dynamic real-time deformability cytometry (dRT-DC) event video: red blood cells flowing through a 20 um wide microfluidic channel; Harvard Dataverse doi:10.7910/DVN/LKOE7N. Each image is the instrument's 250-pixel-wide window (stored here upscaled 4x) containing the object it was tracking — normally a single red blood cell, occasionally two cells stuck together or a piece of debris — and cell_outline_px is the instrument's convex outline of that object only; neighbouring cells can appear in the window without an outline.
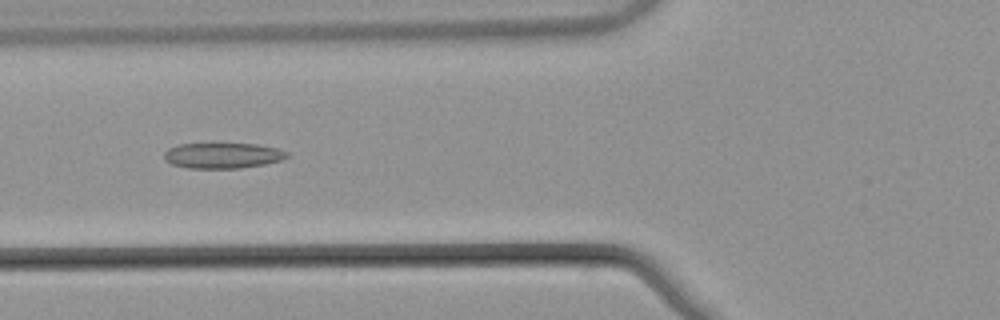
{"species": "common noctule bat (a hibernating species)", "species_latin": "Nyctalus noctula", "temperature_condition": "warm", "stored_images_in_passage": 53, "camera_frame_rate_fps": 3000, "um_per_image_px": 0.085, "animal": {"sex": "male", "body_mass_g": 21.5, "forearm_length_mm": 52.0}, "frame": {"image": 1, "passage_image": 21, "time_ms": 6.667, "image_size_px": [1000, 320], "cell_outline_px": [[288, 156], [280, 160], [264, 164], [240, 168], [188, 168], [172, 164], [164, 160], [164, 152], [168, 148], [180, 144], [212, 140], [256, 144], [276, 148], [288, 152]], "centroid_in_image_um": [18.86, 13.16], "position_along_channel_um": 106.9, "area_um2": 19.25}}
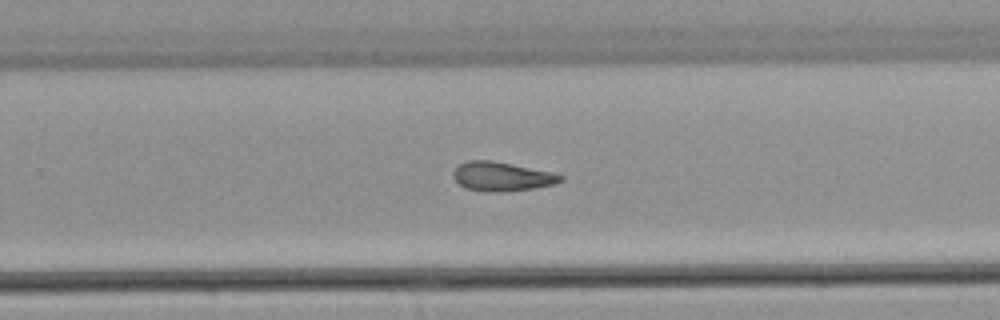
{"frame": {"image": 2, "passage_image": 35, "time_ms": 11.333, "image_size_px": [1000, 320], "cell_outline_px": [[564, 180], [556, 184], [536, 188], [464, 188], [452, 176], [452, 172], [460, 164], [468, 160], [492, 160], [552, 172], [564, 176]], "centroid_in_image_um": [42.7, 14.93], "position_along_channel_um": 287.1, "area_um2": 17.11}}
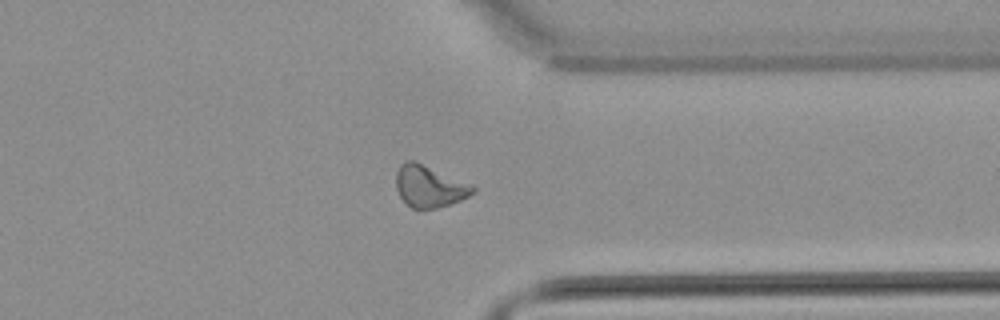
{"frame": {"image": 3, "passage_image": 42, "time_ms": 13.667, "image_size_px": [1000, 320], "cell_outline_px": [[476, 192], [460, 200], [436, 208], [412, 208], [400, 196], [396, 188], [396, 172], [400, 164], [408, 160], [416, 160], [476, 188]], "centroid_in_image_um": [36.45, 15.82], "position_along_channel_um": 375.0, "area_um2": 18.26}, "authors_computed_cell_mechanics": {"area_um2": 18.8428, "velocity_mm_per_s": 3.8688, "shape_relaxation_time_tau1_ms": null, "shape_relaxation_time_tau2_ms": 6.9231, "deformation_change_tau1": null, "deformation_change_tau2": 0.1576}}